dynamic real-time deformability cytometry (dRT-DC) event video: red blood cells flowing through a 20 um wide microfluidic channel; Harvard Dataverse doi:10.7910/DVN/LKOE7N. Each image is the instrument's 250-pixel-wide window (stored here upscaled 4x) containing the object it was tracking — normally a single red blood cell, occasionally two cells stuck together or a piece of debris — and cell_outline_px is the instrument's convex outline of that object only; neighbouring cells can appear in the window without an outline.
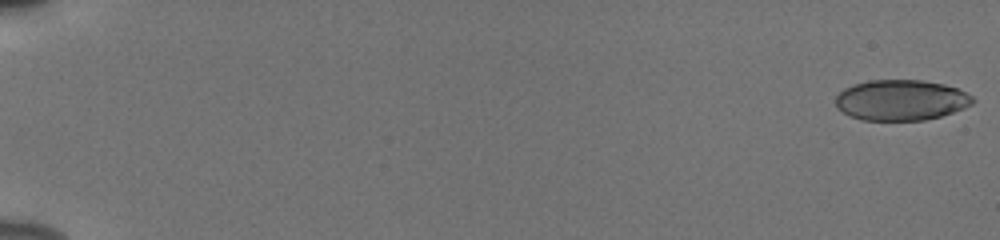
{"species": "human", "species_latin": "Homo sapiens", "temperature_condition": "cold", "stored_images_in_passage": 55, "camera_frame_rate_fps": 3000, "um_per_image_px": 0.085, "donor": {"sex": "male"}, "frame": {"image": 1, "passage_image": 1, "time_ms": 0.0, "image_size_px": [1000, 240], "cell_outline_px": [[976, 100], [972, 104], [964, 108], [940, 116], [924, 120], [860, 120], [848, 116], [836, 108], [836, 96], [844, 88], [852, 84], [868, 80], [924, 80], [944, 84], [956, 88], [972, 96]], "centroid_in_image_um": [76.55, 8.51], "position_along_channel_um": 8.4, "area_um2": 32.66}}
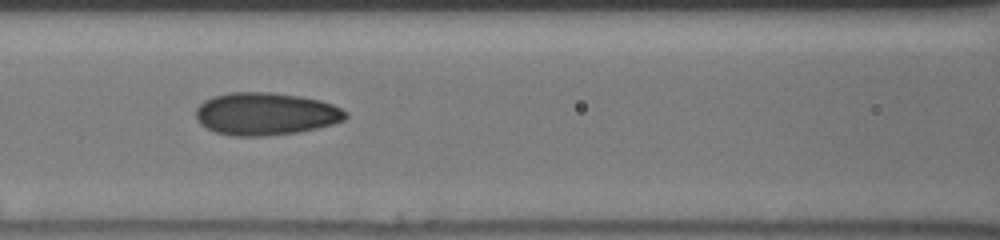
{"frame": {"image": 2, "passage_image": 27, "time_ms": 8.667, "image_size_px": [1000, 240], "cell_outline_px": [[348, 116], [344, 120], [332, 124], [300, 132], [264, 136], [232, 136], [216, 132], [200, 124], [196, 120], [196, 108], [204, 100], [212, 96], [228, 92], [272, 92], [300, 96], [320, 100], [332, 104], [348, 112]], "centroid_in_image_um": [22.57, 9.67], "position_along_channel_um": 144.0, "area_um2": 37.4}}
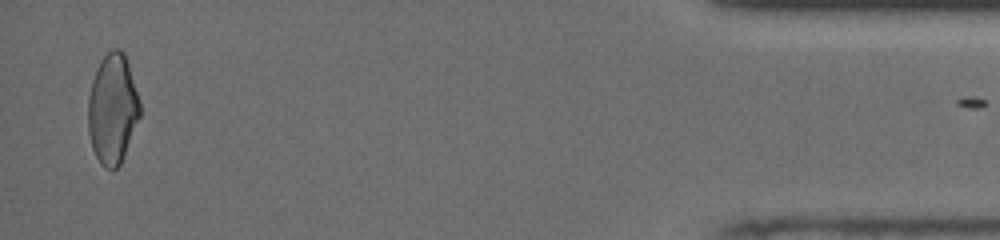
{"frame": {"image": 3, "passage_image": 54, "time_ms": 17.667, "image_size_px": [1000, 240], "cell_outline_px": [[140, 116], [120, 164], [112, 172], [104, 168], [100, 164], [92, 148], [88, 132], [88, 96], [92, 80], [96, 68], [100, 60], [112, 48], [120, 48], [124, 52], [128, 64], [140, 104]], "centroid_in_image_um": [9.54, 9.27], "position_along_channel_um": 425.7, "area_um2": 33.23}, "authors_computed_cell_mechanics": {"area_um2": 34.5066, "velocity_mm_per_s": 3.8862, "shape_relaxation_time_tau1_ms": null, "shape_relaxation_time_tau2_ms": 1.5483, "deformation_change_tau1": null, "deformation_change_tau2": 0.0636}}